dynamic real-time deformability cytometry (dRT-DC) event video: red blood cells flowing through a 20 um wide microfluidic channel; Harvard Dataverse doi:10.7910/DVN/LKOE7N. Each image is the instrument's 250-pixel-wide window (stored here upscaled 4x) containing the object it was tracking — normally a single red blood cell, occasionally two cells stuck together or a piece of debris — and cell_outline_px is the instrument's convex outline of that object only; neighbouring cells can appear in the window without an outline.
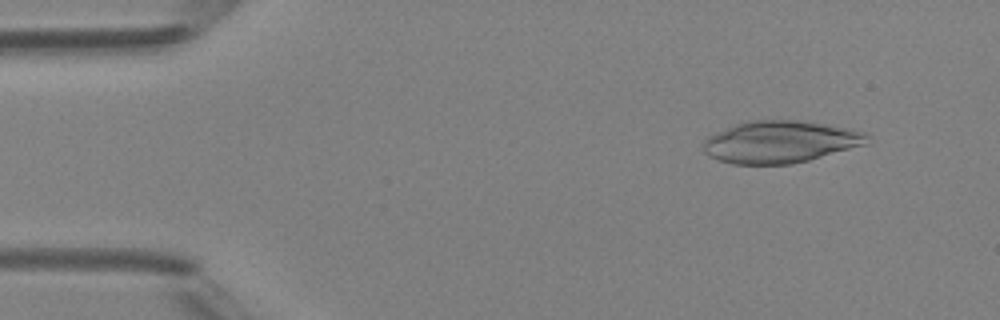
{"species": "Egyptian fruit bat (a non-hibernating species)", "species_latin": "Rousettus aegyptiacus", "temperature_condition": "room temperature", "stored_images_in_passage": 4, "camera_frame_rate_fps": 3000, "um_per_image_px": 0.085, "animal": {"sex": "female"}, "frame": {"image": 1, "passage_image": 2, "time_ms": 1.0, "image_size_px": [1000, 320], "cell_outline_px": [[872, 140], [868, 144], [808, 160], [792, 164], [732, 164], [716, 160], [704, 152], [704, 140], [708, 136], [716, 132], [736, 124], [748, 120], [804, 120], [852, 128], [864, 132]], "centroid_in_image_um": [66.36, 12.05], "position_along_channel_um": 18.6, "area_um2": 40.58}}